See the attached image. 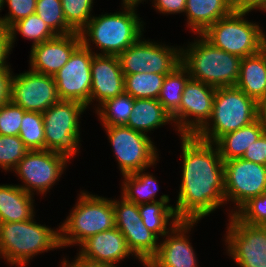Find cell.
Segmentation results:
<instances>
[{
    "label": "cell",
    "mask_w": 266,
    "mask_h": 267,
    "mask_svg": "<svg viewBox=\"0 0 266 267\" xmlns=\"http://www.w3.org/2000/svg\"><path fill=\"white\" fill-rule=\"evenodd\" d=\"M12 51L11 38L9 28L0 26V67L9 66L6 62L10 52ZM7 63V64H6Z\"/></svg>",
    "instance_id": "obj_45"
},
{
    "label": "cell",
    "mask_w": 266,
    "mask_h": 267,
    "mask_svg": "<svg viewBox=\"0 0 266 267\" xmlns=\"http://www.w3.org/2000/svg\"><path fill=\"white\" fill-rule=\"evenodd\" d=\"M37 0H4L7 3L9 12L2 17V26L9 28L16 21L35 14Z\"/></svg>",
    "instance_id": "obj_39"
},
{
    "label": "cell",
    "mask_w": 266,
    "mask_h": 267,
    "mask_svg": "<svg viewBox=\"0 0 266 267\" xmlns=\"http://www.w3.org/2000/svg\"><path fill=\"white\" fill-rule=\"evenodd\" d=\"M225 201L236 203L234 215L251 198L266 191V166L242 158L224 161Z\"/></svg>",
    "instance_id": "obj_12"
},
{
    "label": "cell",
    "mask_w": 266,
    "mask_h": 267,
    "mask_svg": "<svg viewBox=\"0 0 266 267\" xmlns=\"http://www.w3.org/2000/svg\"><path fill=\"white\" fill-rule=\"evenodd\" d=\"M256 119L257 102L253 98L236 86L219 87L216 88L212 115L195 136L203 141L216 143L223 135L234 132Z\"/></svg>",
    "instance_id": "obj_5"
},
{
    "label": "cell",
    "mask_w": 266,
    "mask_h": 267,
    "mask_svg": "<svg viewBox=\"0 0 266 267\" xmlns=\"http://www.w3.org/2000/svg\"><path fill=\"white\" fill-rule=\"evenodd\" d=\"M86 108L77 101L60 100L42 113L45 150L65 156L68 160L76 155L80 148L79 117Z\"/></svg>",
    "instance_id": "obj_8"
},
{
    "label": "cell",
    "mask_w": 266,
    "mask_h": 267,
    "mask_svg": "<svg viewBox=\"0 0 266 267\" xmlns=\"http://www.w3.org/2000/svg\"><path fill=\"white\" fill-rule=\"evenodd\" d=\"M133 106L134 98L124 92L105 100L96 108V112L103 127L125 125L132 115Z\"/></svg>",
    "instance_id": "obj_31"
},
{
    "label": "cell",
    "mask_w": 266,
    "mask_h": 267,
    "mask_svg": "<svg viewBox=\"0 0 266 267\" xmlns=\"http://www.w3.org/2000/svg\"><path fill=\"white\" fill-rule=\"evenodd\" d=\"M232 12L229 0H187L185 12L187 27L197 35Z\"/></svg>",
    "instance_id": "obj_21"
},
{
    "label": "cell",
    "mask_w": 266,
    "mask_h": 267,
    "mask_svg": "<svg viewBox=\"0 0 266 267\" xmlns=\"http://www.w3.org/2000/svg\"><path fill=\"white\" fill-rule=\"evenodd\" d=\"M33 197L18 185H0V223L34 218Z\"/></svg>",
    "instance_id": "obj_23"
},
{
    "label": "cell",
    "mask_w": 266,
    "mask_h": 267,
    "mask_svg": "<svg viewBox=\"0 0 266 267\" xmlns=\"http://www.w3.org/2000/svg\"><path fill=\"white\" fill-rule=\"evenodd\" d=\"M60 100L53 76L29 69L12 77L10 101L25 111L43 113Z\"/></svg>",
    "instance_id": "obj_16"
},
{
    "label": "cell",
    "mask_w": 266,
    "mask_h": 267,
    "mask_svg": "<svg viewBox=\"0 0 266 267\" xmlns=\"http://www.w3.org/2000/svg\"><path fill=\"white\" fill-rule=\"evenodd\" d=\"M198 221H180L159 243L157 253L150 259L154 267H198L188 233ZM185 234V235H184Z\"/></svg>",
    "instance_id": "obj_18"
},
{
    "label": "cell",
    "mask_w": 266,
    "mask_h": 267,
    "mask_svg": "<svg viewBox=\"0 0 266 267\" xmlns=\"http://www.w3.org/2000/svg\"><path fill=\"white\" fill-rule=\"evenodd\" d=\"M142 1L144 0H122V4L123 5H136L138 6V4H140Z\"/></svg>",
    "instance_id": "obj_48"
},
{
    "label": "cell",
    "mask_w": 266,
    "mask_h": 267,
    "mask_svg": "<svg viewBox=\"0 0 266 267\" xmlns=\"http://www.w3.org/2000/svg\"><path fill=\"white\" fill-rule=\"evenodd\" d=\"M9 31L12 48L16 39V33L19 32L23 37L33 40L32 46L57 36L36 13L13 23L9 27Z\"/></svg>",
    "instance_id": "obj_32"
},
{
    "label": "cell",
    "mask_w": 266,
    "mask_h": 267,
    "mask_svg": "<svg viewBox=\"0 0 266 267\" xmlns=\"http://www.w3.org/2000/svg\"><path fill=\"white\" fill-rule=\"evenodd\" d=\"M167 203L169 202L155 201L138 205L141 220L158 238L164 237L180 222L175 208ZM168 225L171 227L167 228Z\"/></svg>",
    "instance_id": "obj_28"
},
{
    "label": "cell",
    "mask_w": 266,
    "mask_h": 267,
    "mask_svg": "<svg viewBox=\"0 0 266 267\" xmlns=\"http://www.w3.org/2000/svg\"><path fill=\"white\" fill-rule=\"evenodd\" d=\"M180 138L182 179L174 208L180 221H200L226 202L224 161L215 143L195 135Z\"/></svg>",
    "instance_id": "obj_1"
},
{
    "label": "cell",
    "mask_w": 266,
    "mask_h": 267,
    "mask_svg": "<svg viewBox=\"0 0 266 267\" xmlns=\"http://www.w3.org/2000/svg\"><path fill=\"white\" fill-rule=\"evenodd\" d=\"M264 133L258 119L234 132L223 135L216 143L223 161L242 158L248 147Z\"/></svg>",
    "instance_id": "obj_25"
},
{
    "label": "cell",
    "mask_w": 266,
    "mask_h": 267,
    "mask_svg": "<svg viewBox=\"0 0 266 267\" xmlns=\"http://www.w3.org/2000/svg\"><path fill=\"white\" fill-rule=\"evenodd\" d=\"M56 248H61L58 229L38 224L33 218L0 223V258L10 265L26 267L35 255Z\"/></svg>",
    "instance_id": "obj_4"
},
{
    "label": "cell",
    "mask_w": 266,
    "mask_h": 267,
    "mask_svg": "<svg viewBox=\"0 0 266 267\" xmlns=\"http://www.w3.org/2000/svg\"><path fill=\"white\" fill-rule=\"evenodd\" d=\"M18 136L29 151L45 150V130L42 113L26 111L23 115Z\"/></svg>",
    "instance_id": "obj_33"
},
{
    "label": "cell",
    "mask_w": 266,
    "mask_h": 267,
    "mask_svg": "<svg viewBox=\"0 0 266 267\" xmlns=\"http://www.w3.org/2000/svg\"><path fill=\"white\" fill-rule=\"evenodd\" d=\"M145 267H154L150 261H141Z\"/></svg>",
    "instance_id": "obj_49"
},
{
    "label": "cell",
    "mask_w": 266,
    "mask_h": 267,
    "mask_svg": "<svg viewBox=\"0 0 266 267\" xmlns=\"http://www.w3.org/2000/svg\"><path fill=\"white\" fill-rule=\"evenodd\" d=\"M234 215L245 224L266 227V191L251 198Z\"/></svg>",
    "instance_id": "obj_37"
},
{
    "label": "cell",
    "mask_w": 266,
    "mask_h": 267,
    "mask_svg": "<svg viewBox=\"0 0 266 267\" xmlns=\"http://www.w3.org/2000/svg\"><path fill=\"white\" fill-rule=\"evenodd\" d=\"M115 227L123 234L129 249L139 261H150L157 253L159 239L142 220L132 225H115Z\"/></svg>",
    "instance_id": "obj_27"
},
{
    "label": "cell",
    "mask_w": 266,
    "mask_h": 267,
    "mask_svg": "<svg viewBox=\"0 0 266 267\" xmlns=\"http://www.w3.org/2000/svg\"><path fill=\"white\" fill-rule=\"evenodd\" d=\"M112 200L115 212V225H132L141 220L138 205L125 200Z\"/></svg>",
    "instance_id": "obj_40"
},
{
    "label": "cell",
    "mask_w": 266,
    "mask_h": 267,
    "mask_svg": "<svg viewBox=\"0 0 266 267\" xmlns=\"http://www.w3.org/2000/svg\"><path fill=\"white\" fill-rule=\"evenodd\" d=\"M95 53L82 43L73 51L68 62L53 75L59 98L90 104L92 86L91 63Z\"/></svg>",
    "instance_id": "obj_15"
},
{
    "label": "cell",
    "mask_w": 266,
    "mask_h": 267,
    "mask_svg": "<svg viewBox=\"0 0 266 267\" xmlns=\"http://www.w3.org/2000/svg\"><path fill=\"white\" fill-rule=\"evenodd\" d=\"M198 36L200 39L181 48V64L190 77L215 88L234 87L239 79L242 58L216 48L202 35Z\"/></svg>",
    "instance_id": "obj_3"
},
{
    "label": "cell",
    "mask_w": 266,
    "mask_h": 267,
    "mask_svg": "<svg viewBox=\"0 0 266 267\" xmlns=\"http://www.w3.org/2000/svg\"><path fill=\"white\" fill-rule=\"evenodd\" d=\"M257 119L266 134V97L257 102Z\"/></svg>",
    "instance_id": "obj_47"
},
{
    "label": "cell",
    "mask_w": 266,
    "mask_h": 267,
    "mask_svg": "<svg viewBox=\"0 0 266 267\" xmlns=\"http://www.w3.org/2000/svg\"><path fill=\"white\" fill-rule=\"evenodd\" d=\"M232 11L250 12L253 10H263L266 12V0H229Z\"/></svg>",
    "instance_id": "obj_44"
},
{
    "label": "cell",
    "mask_w": 266,
    "mask_h": 267,
    "mask_svg": "<svg viewBox=\"0 0 266 267\" xmlns=\"http://www.w3.org/2000/svg\"><path fill=\"white\" fill-rule=\"evenodd\" d=\"M11 66L0 67V106L10 101L12 71Z\"/></svg>",
    "instance_id": "obj_42"
},
{
    "label": "cell",
    "mask_w": 266,
    "mask_h": 267,
    "mask_svg": "<svg viewBox=\"0 0 266 267\" xmlns=\"http://www.w3.org/2000/svg\"><path fill=\"white\" fill-rule=\"evenodd\" d=\"M169 122L173 123L171 115L157 99H134L132 115L125 125L145 133Z\"/></svg>",
    "instance_id": "obj_24"
},
{
    "label": "cell",
    "mask_w": 266,
    "mask_h": 267,
    "mask_svg": "<svg viewBox=\"0 0 266 267\" xmlns=\"http://www.w3.org/2000/svg\"><path fill=\"white\" fill-rule=\"evenodd\" d=\"M69 160L50 150L28 151L13 169L23 181L18 185L30 195L46 194L63 174ZM34 191V192H33Z\"/></svg>",
    "instance_id": "obj_11"
},
{
    "label": "cell",
    "mask_w": 266,
    "mask_h": 267,
    "mask_svg": "<svg viewBox=\"0 0 266 267\" xmlns=\"http://www.w3.org/2000/svg\"><path fill=\"white\" fill-rule=\"evenodd\" d=\"M143 40L140 38L118 56L124 75L169 74L181 64V48Z\"/></svg>",
    "instance_id": "obj_10"
},
{
    "label": "cell",
    "mask_w": 266,
    "mask_h": 267,
    "mask_svg": "<svg viewBox=\"0 0 266 267\" xmlns=\"http://www.w3.org/2000/svg\"><path fill=\"white\" fill-rule=\"evenodd\" d=\"M166 74L124 75V92L134 99H158Z\"/></svg>",
    "instance_id": "obj_30"
},
{
    "label": "cell",
    "mask_w": 266,
    "mask_h": 267,
    "mask_svg": "<svg viewBox=\"0 0 266 267\" xmlns=\"http://www.w3.org/2000/svg\"><path fill=\"white\" fill-rule=\"evenodd\" d=\"M4 0H0V11L4 8V3H3ZM2 25V18L0 17V26Z\"/></svg>",
    "instance_id": "obj_50"
},
{
    "label": "cell",
    "mask_w": 266,
    "mask_h": 267,
    "mask_svg": "<svg viewBox=\"0 0 266 267\" xmlns=\"http://www.w3.org/2000/svg\"><path fill=\"white\" fill-rule=\"evenodd\" d=\"M215 93L213 86L192 78L188 80L178 110L171 116L180 135H195L208 122Z\"/></svg>",
    "instance_id": "obj_14"
},
{
    "label": "cell",
    "mask_w": 266,
    "mask_h": 267,
    "mask_svg": "<svg viewBox=\"0 0 266 267\" xmlns=\"http://www.w3.org/2000/svg\"><path fill=\"white\" fill-rule=\"evenodd\" d=\"M246 14L232 11L201 35L214 47L241 58L256 54L265 48V33L259 24L246 20Z\"/></svg>",
    "instance_id": "obj_7"
},
{
    "label": "cell",
    "mask_w": 266,
    "mask_h": 267,
    "mask_svg": "<svg viewBox=\"0 0 266 267\" xmlns=\"http://www.w3.org/2000/svg\"><path fill=\"white\" fill-rule=\"evenodd\" d=\"M35 13L56 35H67L75 32L66 23L61 0H37Z\"/></svg>",
    "instance_id": "obj_34"
},
{
    "label": "cell",
    "mask_w": 266,
    "mask_h": 267,
    "mask_svg": "<svg viewBox=\"0 0 266 267\" xmlns=\"http://www.w3.org/2000/svg\"><path fill=\"white\" fill-rule=\"evenodd\" d=\"M25 112L11 101L0 106V135L18 136Z\"/></svg>",
    "instance_id": "obj_38"
},
{
    "label": "cell",
    "mask_w": 266,
    "mask_h": 267,
    "mask_svg": "<svg viewBox=\"0 0 266 267\" xmlns=\"http://www.w3.org/2000/svg\"><path fill=\"white\" fill-rule=\"evenodd\" d=\"M81 44L78 32L56 37L31 46L30 67L32 71L55 75L69 60L73 51Z\"/></svg>",
    "instance_id": "obj_17"
},
{
    "label": "cell",
    "mask_w": 266,
    "mask_h": 267,
    "mask_svg": "<svg viewBox=\"0 0 266 267\" xmlns=\"http://www.w3.org/2000/svg\"><path fill=\"white\" fill-rule=\"evenodd\" d=\"M225 242L227 253L239 267H266V227L241 222L229 216Z\"/></svg>",
    "instance_id": "obj_13"
},
{
    "label": "cell",
    "mask_w": 266,
    "mask_h": 267,
    "mask_svg": "<svg viewBox=\"0 0 266 267\" xmlns=\"http://www.w3.org/2000/svg\"><path fill=\"white\" fill-rule=\"evenodd\" d=\"M235 86L256 102L266 97V48L242 58Z\"/></svg>",
    "instance_id": "obj_22"
},
{
    "label": "cell",
    "mask_w": 266,
    "mask_h": 267,
    "mask_svg": "<svg viewBox=\"0 0 266 267\" xmlns=\"http://www.w3.org/2000/svg\"><path fill=\"white\" fill-rule=\"evenodd\" d=\"M94 0H61L66 23L75 31L80 32L92 18L91 11Z\"/></svg>",
    "instance_id": "obj_35"
},
{
    "label": "cell",
    "mask_w": 266,
    "mask_h": 267,
    "mask_svg": "<svg viewBox=\"0 0 266 267\" xmlns=\"http://www.w3.org/2000/svg\"><path fill=\"white\" fill-rule=\"evenodd\" d=\"M190 78L188 70L182 64L166 74L157 100L171 116L178 110L183 90Z\"/></svg>",
    "instance_id": "obj_29"
},
{
    "label": "cell",
    "mask_w": 266,
    "mask_h": 267,
    "mask_svg": "<svg viewBox=\"0 0 266 267\" xmlns=\"http://www.w3.org/2000/svg\"><path fill=\"white\" fill-rule=\"evenodd\" d=\"M154 7L163 14H175L185 12L187 0H153Z\"/></svg>",
    "instance_id": "obj_43"
},
{
    "label": "cell",
    "mask_w": 266,
    "mask_h": 267,
    "mask_svg": "<svg viewBox=\"0 0 266 267\" xmlns=\"http://www.w3.org/2000/svg\"><path fill=\"white\" fill-rule=\"evenodd\" d=\"M69 216L59 226L60 246L80 245L86 239L115 227L112 200L82 192Z\"/></svg>",
    "instance_id": "obj_6"
},
{
    "label": "cell",
    "mask_w": 266,
    "mask_h": 267,
    "mask_svg": "<svg viewBox=\"0 0 266 267\" xmlns=\"http://www.w3.org/2000/svg\"><path fill=\"white\" fill-rule=\"evenodd\" d=\"M62 267H117L108 263H101V262H94L85 258L80 257L77 255L75 260L71 263L68 260L62 261Z\"/></svg>",
    "instance_id": "obj_46"
},
{
    "label": "cell",
    "mask_w": 266,
    "mask_h": 267,
    "mask_svg": "<svg viewBox=\"0 0 266 267\" xmlns=\"http://www.w3.org/2000/svg\"><path fill=\"white\" fill-rule=\"evenodd\" d=\"M79 246L81 251L77 254L80 257L114 266L131 254L134 255L123 234L116 227L91 236Z\"/></svg>",
    "instance_id": "obj_20"
},
{
    "label": "cell",
    "mask_w": 266,
    "mask_h": 267,
    "mask_svg": "<svg viewBox=\"0 0 266 267\" xmlns=\"http://www.w3.org/2000/svg\"><path fill=\"white\" fill-rule=\"evenodd\" d=\"M29 150L19 136L0 135V167L13 170Z\"/></svg>",
    "instance_id": "obj_36"
},
{
    "label": "cell",
    "mask_w": 266,
    "mask_h": 267,
    "mask_svg": "<svg viewBox=\"0 0 266 267\" xmlns=\"http://www.w3.org/2000/svg\"><path fill=\"white\" fill-rule=\"evenodd\" d=\"M140 170L132 174L123 175L122 196L125 200L135 203L136 205L149 202L162 201L169 202L168 195H162L159 200H155L156 193L159 189L156 178Z\"/></svg>",
    "instance_id": "obj_26"
},
{
    "label": "cell",
    "mask_w": 266,
    "mask_h": 267,
    "mask_svg": "<svg viewBox=\"0 0 266 267\" xmlns=\"http://www.w3.org/2000/svg\"><path fill=\"white\" fill-rule=\"evenodd\" d=\"M103 128L106 130L122 175L146 170L158 161L156 146L147 133L132 130L126 125Z\"/></svg>",
    "instance_id": "obj_9"
},
{
    "label": "cell",
    "mask_w": 266,
    "mask_h": 267,
    "mask_svg": "<svg viewBox=\"0 0 266 267\" xmlns=\"http://www.w3.org/2000/svg\"><path fill=\"white\" fill-rule=\"evenodd\" d=\"M91 79V104L96 100L100 105L124 93V74L118 56L95 53L91 63Z\"/></svg>",
    "instance_id": "obj_19"
},
{
    "label": "cell",
    "mask_w": 266,
    "mask_h": 267,
    "mask_svg": "<svg viewBox=\"0 0 266 267\" xmlns=\"http://www.w3.org/2000/svg\"><path fill=\"white\" fill-rule=\"evenodd\" d=\"M135 7L123 5L122 12L93 16L79 32L81 43L92 51V40L102 52L99 55L119 56L142 38L144 22L140 21Z\"/></svg>",
    "instance_id": "obj_2"
},
{
    "label": "cell",
    "mask_w": 266,
    "mask_h": 267,
    "mask_svg": "<svg viewBox=\"0 0 266 267\" xmlns=\"http://www.w3.org/2000/svg\"><path fill=\"white\" fill-rule=\"evenodd\" d=\"M242 159L266 166V134L261 137L243 154Z\"/></svg>",
    "instance_id": "obj_41"
}]
</instances>
